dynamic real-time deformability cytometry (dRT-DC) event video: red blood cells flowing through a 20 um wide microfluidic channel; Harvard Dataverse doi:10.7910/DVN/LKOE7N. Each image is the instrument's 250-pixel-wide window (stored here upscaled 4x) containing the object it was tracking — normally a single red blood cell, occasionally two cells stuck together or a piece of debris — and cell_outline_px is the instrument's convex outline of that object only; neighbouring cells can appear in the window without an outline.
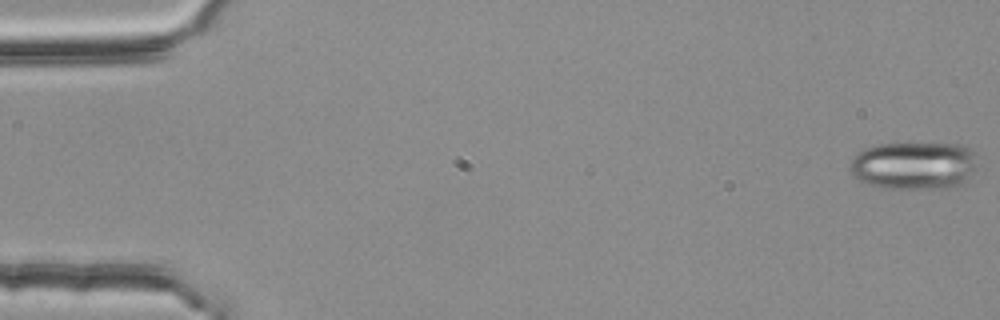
{"species": "common noctule bat (a hibernating species)", "species_latin": "Nyctalus noctula", "temperature_condition": "room temperature", "stored_images_in_passage": 54, "camera_frame_rate_fps": 3000, "um_per_image_px": 0.085, "animal": {"sex": "female", "body_mass_g": 25.1}, "frame": {"image": 1, "passage_image": 1, "time_ms": 0.0, "image_size_px": [1000, 320], "cell_outline_px": [[972, 168], [964, 184], [952, 188], [884, 188], [868, 184], [860, 180], [852, 172], [852, 156], [856, 152], [864, 148], [876, 144], [960, 144], [972, 148]], "centroid_in_image_um": [77.64, 14.07], "position_along_channel_um": 7.4, "area_um2": 35.03}}
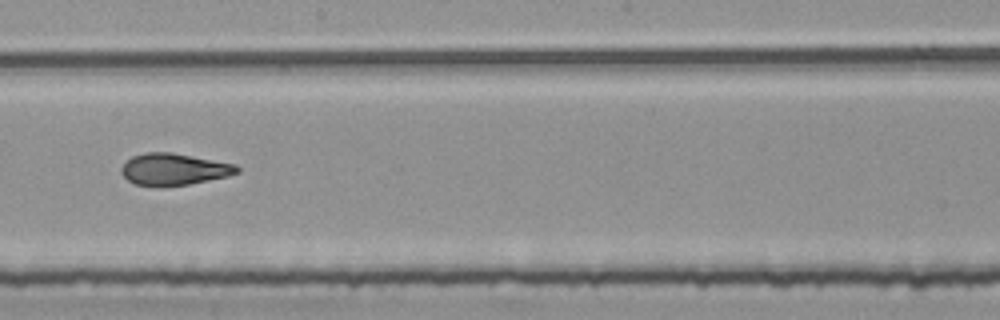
{"frame": {"image": 2, "passage_image": 31, "time_ms": 10.0, "image_size_px": [1000, 320], "cell_outline_px": [[240, 172], [228, 176], [188, 184], [136, 184], [128, 180], [120, 172], [120, 168], [132, 156], [144, 152], [172, 152], [236, 164], [240, 168]], "centroid_in_image_um": [14.81, 14.35], "position_along_channel_um": 233.4, "area_um2": 20.92}}
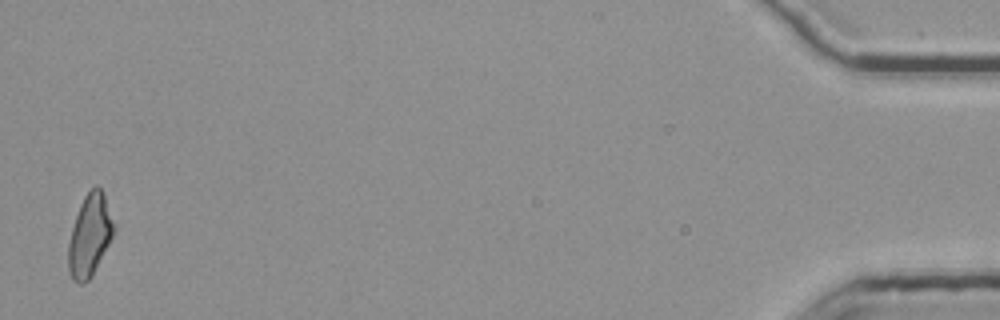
{"frame": {"image": 3, "passage_image": 54, "time_ms": 17.667, "image_size_px": [1000, 320], "cell_outline_px": [[116, 228], [92, 276], [84, 284], [76, 284], [72, 280], [68, 268], [68, 244], [72, 228], [80, 204], [84, 196], [96, 184], [104, 192], [116, 224]], "centroid_in_image_um": [7.64, 20.0], "position_along_channel_um": 427.6, "area_um2": 21.91}, "authors_computed_cell_mechanics": {"area_um2": 21.7328, "velocity_mm_per_s": 3.785, "shape_relaxation_time_tau1_ms": null, "shape_relaxation_time_tau2_ms": 2.5197, "deformation_change_tau1": null, "deformation_change_tau2": 0.1065}}